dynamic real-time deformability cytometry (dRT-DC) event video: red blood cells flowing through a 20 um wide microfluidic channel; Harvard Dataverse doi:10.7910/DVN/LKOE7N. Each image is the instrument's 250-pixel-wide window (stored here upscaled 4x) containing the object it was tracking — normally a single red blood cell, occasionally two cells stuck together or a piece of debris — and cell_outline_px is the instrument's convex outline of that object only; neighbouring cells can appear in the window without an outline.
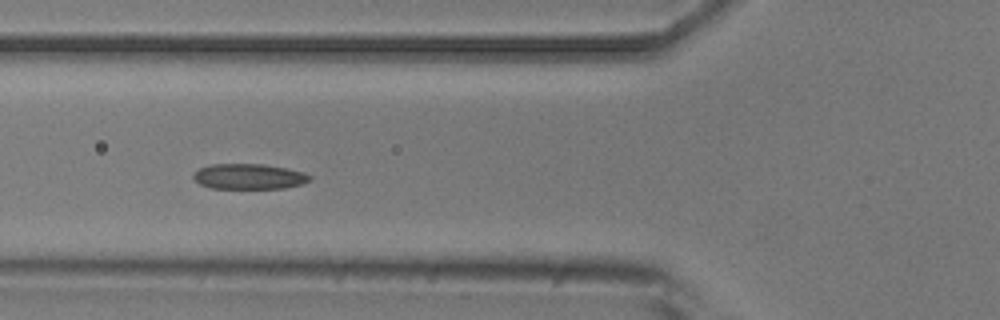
{"species": "common noctule bat (a hibernating species)", "species_latin": "Nyctalus noctula", "temperature_condition": "room temperature", "stored_images_in_passage": 9, "camera_frame_rate_fps": 3000, "um_per_image_px": 0.085, "animal": {"sex": "male", "body_mass_g": 20.5, "forearm_length_mm": 52.5}, "frame": {"image": 1, "passage_image": 6, "time_ms": 5.667, "image_size_px": [1000, 320], "cell_outline_px": [[312, 180], [300, 184], [284, 188], [212, 188], [200, 184], [192, 176], [200, 168], [212, 164], [264, 164], [288, 168], [304, 172], [312, 176]], "centroid_in_image_um": [21.21, 14.99], "position_along_channel_um": 104.6, "area_um2": 17.17}}
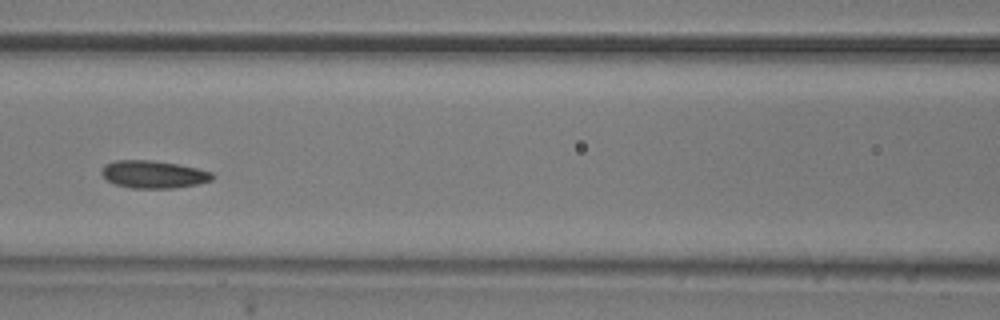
{"frame": {"image": 2, "passage_image": 7, "time_ms": 7.0, "image_size_px": [1000, 320], "cell_outline_px": [[216, 176], [212, 180], [196, 184], [176, 188], [132, 188], [116, 184], [108, 180], [100, 172], [104, 164], [116, 160], [152, 160], [176, 164], [196, 168], [212, 172]], "centroid_in_image_um": [13.05, 14.82], "position_along_channel_um": 153.5, "area_um2": 17.74}}
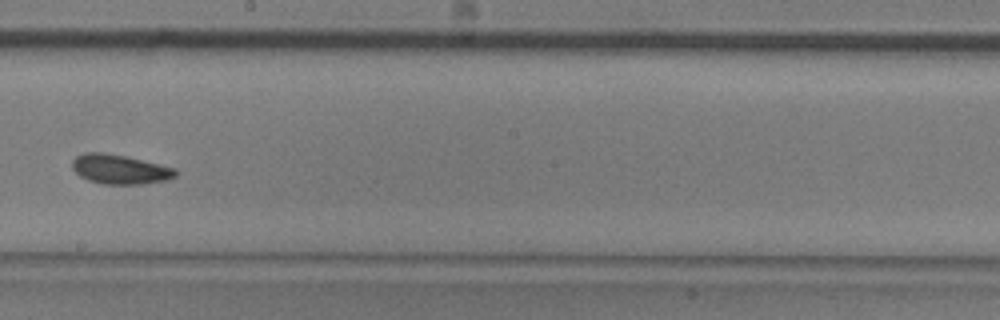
{"frame": {"image": 3, "passage_image": 9, "time_ms": 9.333, "image_size_px": [1000, 320], "cell_outline_px": [[176, 176], [168, 180], [144, 184], [100, 184], [88, 180], [80, 176], [72, 168], [72, 160], [76, 156], [84, 152], [100, 152], [128, 156], [176, 168]], "centroid_in_image_um": [10.19, 14.39], "position_along_channel_um": 238.0, "area_um2": 17.98}}